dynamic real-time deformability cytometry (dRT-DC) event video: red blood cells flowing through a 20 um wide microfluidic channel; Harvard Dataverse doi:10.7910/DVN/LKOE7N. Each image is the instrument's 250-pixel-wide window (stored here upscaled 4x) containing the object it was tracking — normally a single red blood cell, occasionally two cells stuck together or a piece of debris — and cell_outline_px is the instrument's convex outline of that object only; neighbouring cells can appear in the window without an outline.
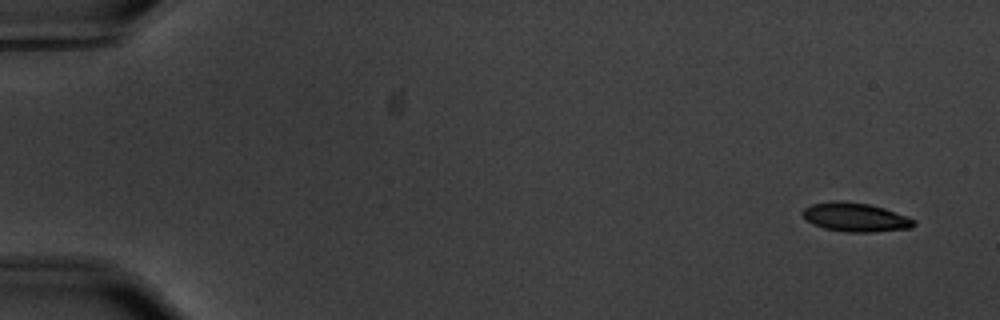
{"species": "common noctule bat (a hibernating species)", "species_latin": "Nyctalus noctula", "temperature_condition": "warm", "stored_images_in_passage": 56, "camera_frame_rate_fps": 3000, "um_per_image_px": 0.085, "animal": {"sex": "male", "body_mass_g": 20.1, "forearm_length_mm": 53.5}, "frame": {"image": 1, "passage_image": 1, "time_ms": 0.0, "image_size_px": [1000, 320], "cell_outline_px": [[916, 224], [912, 228], [872, 232], [844, 232], [824, 228], [812, 224], [800, 212], [804, 208], [812, 204], [832, 200], [868, 204], [884, 208], [908, 216], [916, 220]], "centroid_in_image_um": [72.73, 18.47], "position_along_channel_um": 12.3, "area_um2": 18.79}}
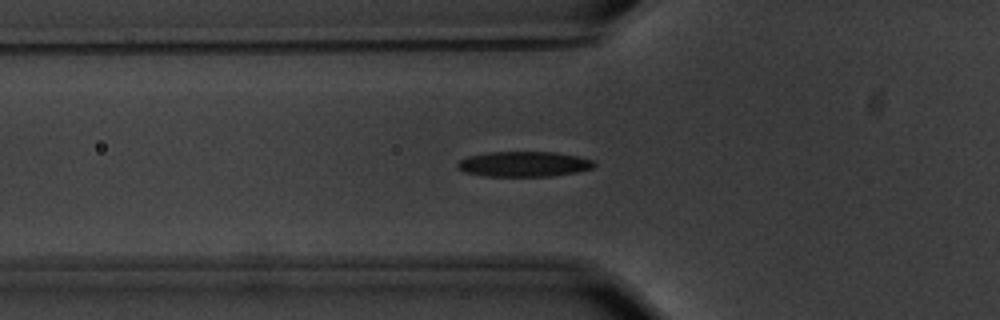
{"frame": {"image": 2, "passage_image": 19, "time_ms": 6.0, "image_size_px": [1000, 320], "cell_outline_px": [[596, 164], [592, 168], [576, 172], [552, 176], [484, 176], [464, 172], [456, 164], [460, 160], [468, 156], [488, 152], [556, 152], [576, 156], [592, 160]], "centroid_in_image_um": [44.52, 13.94], "position_along_channel_um": 81.3, "area_um2": 20.0}}
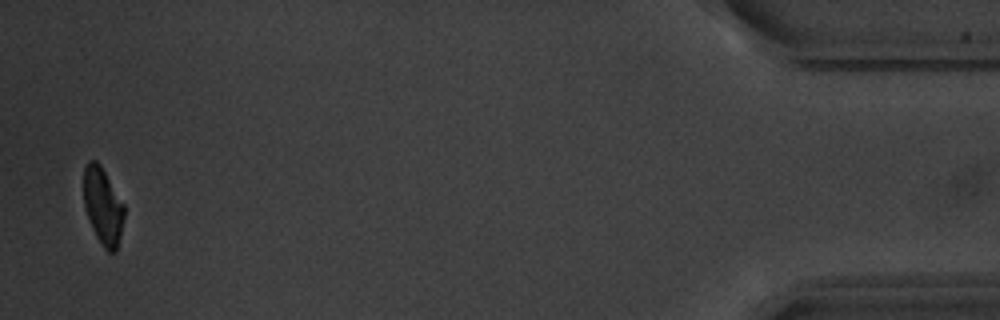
{"frame": {"image": 3, "passage_image": 55, "time_ms": 18.0, "image_size_px": [1000, 320], "cell_outline_px": [[124, 216], [120, 236], [116, 252], [108, 252], [104, 248], [96, 236], [92, 228], [84, 204], [84, 168], [88, 160], [96, 160], [100, 164], [124, 204]], "centroid_in_image_um": [8.75, 17.51], "position_along_channel_um": 426.5, "area_um2": 17.98}, "authors_computed_cell_mechanics": {"area_um2": 19.9988, "velocity_mm_per_s": 3.5281, "shape_relaxation_time_tau1_ms": 3.1626, "shape_relaxation_time_tau2_ms": 7.9749, "deformation_change_tau1": 0.1408, "deformation_change_tau2": 0.1512}}